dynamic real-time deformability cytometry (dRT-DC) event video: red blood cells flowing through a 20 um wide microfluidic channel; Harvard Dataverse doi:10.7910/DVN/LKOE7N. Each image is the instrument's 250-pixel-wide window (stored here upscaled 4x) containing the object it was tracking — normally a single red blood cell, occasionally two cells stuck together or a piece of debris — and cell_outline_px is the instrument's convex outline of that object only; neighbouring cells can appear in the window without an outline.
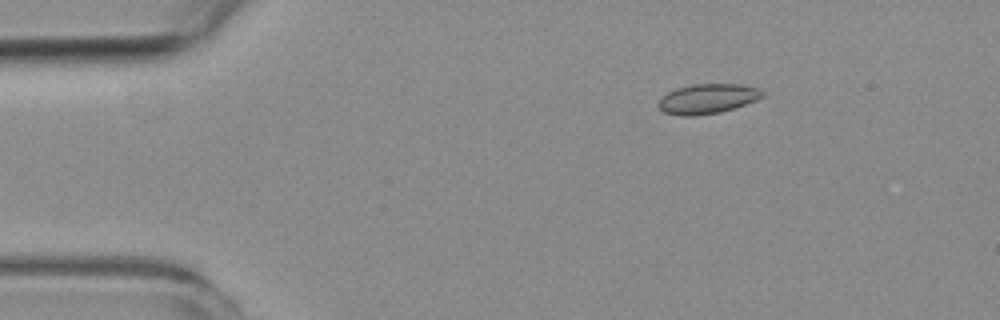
{"species": "common noctule bat (a hibernating species)", "species_latin": "Nyctalus noctula", "temperature_condition": "room temperature", "stored_images_in_passage": 5, "segment_of_instrument_passage": [1, 2], "camera_frame_rate_fps": 3000, "um_per_image_px": 0.085, "animal": {"sex": "female", "body_mass_g": 19.3, "forearm_length_mm": 54.1}, "frame": {"image": 1, "passage_image": 2, "time_ms": 2.333, "image_size_px": [1000, 320], "cell_outline_px": [[764, 96], [756, 100], [720, 112], [692, 116], [680, 116], [664, 112], [656, 104], [668, 92], [676, 88], [692, 84], [740, 84], [760, 88], [764, 92]], "centroid_in_image_um": [60.14, 8.39], "position_along_channel_um": 24.9, "area_um2": 17.98}}